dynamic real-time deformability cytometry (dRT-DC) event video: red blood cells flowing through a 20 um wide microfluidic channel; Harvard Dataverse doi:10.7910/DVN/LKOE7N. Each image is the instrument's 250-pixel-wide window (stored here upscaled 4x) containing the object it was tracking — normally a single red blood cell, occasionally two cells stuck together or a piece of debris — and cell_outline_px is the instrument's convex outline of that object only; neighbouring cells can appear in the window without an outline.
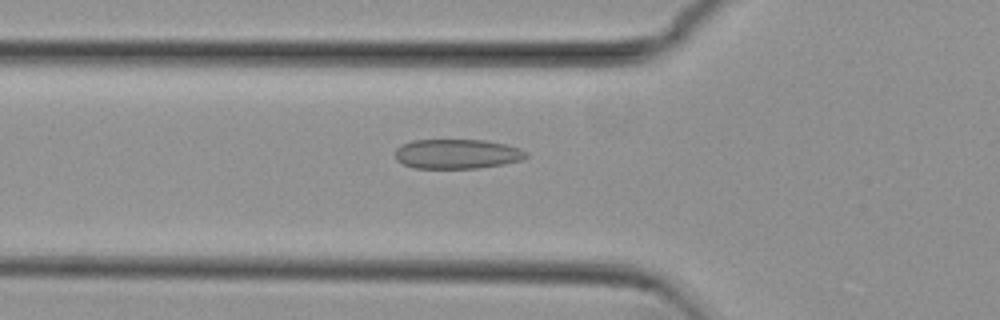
{"species": "common noctule bat (a hibernating species)", "species_latin": "Nyctalus noctula", "temperature_condition": "cold", "stored_images_in_passage": 54, "camera_frame_rate_fps": 3000, "um_per_image_px": 0.085, "animal": {"sex": "female", "body_mass_g": 29.2, "forearm_length_mm": 56.3}, "frame": {"image": 1, "passage_image": 19, "time_ms": 6.0, "image_size_px": [1000, 320], "cell_outline_px": [[528, 156], [520, 160], [504, 164], [480, 168], [412, 168], [396, 160], [396, 148], [400, 144], [412, 140], [484, 140], [504, 144], [520, 148], [528, 152]], "centroid_in_image_um": [38.84, 13.08], "position_along_channel_um": 87.0, "area_um2": 22.72}}
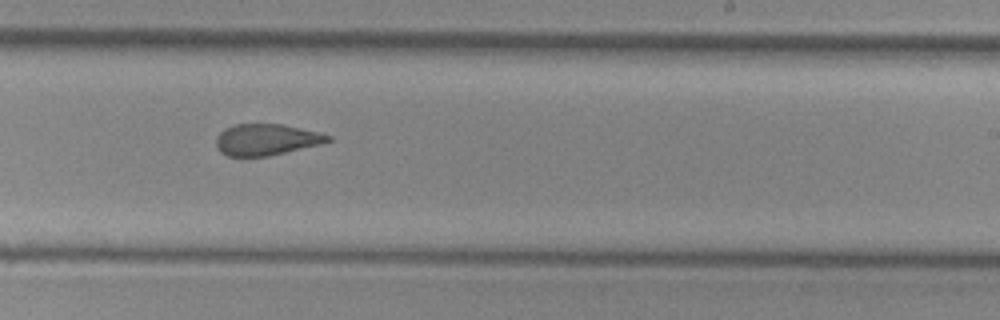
{"frame": {"image": 2, "passage_image": 33, "time_ms": 10.667, "image_size_px": [1000, 320], "cell_outline_px": [[332, 140], [320, 144], [268, 156], [228, 156], [220, 152], [216, 144], [216, 136], [224, 128], [236, 124], [280, 124], [320, 132], [332, 136]], "centroid_in_image_um": [22.63, 11.86], "position_along_channel_um": 266.4, "area_um2": 20.35}}
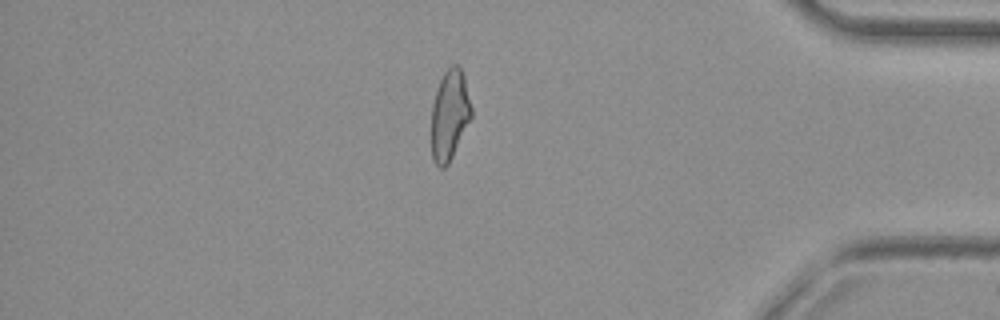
{"frame": {"image": 3, "passage_image": 46, "time_ms": 15.0, "image_size_px": [1000, 320], "cell_outline_px": [[472, 116], [448, 164], [444, 168], [440, 168], [432, 160], [432, 104], [436, 88], [444, 72], [452, 64], [456, 64], [460, 68], [464, 76], [472, 108]], "centroid_in_image_um": [38.21, 9.76], "position_along_channel_um": 397.0, "area_um2": 20.92}, "authors_computed_cell_mechanics": {"area_um2": 22.3975, "velocity_mm_per_s": 3.8308, "shape_relaxation_time_tau1_ms": null, "shape_relaxation_time_tau2_ms": 1.5917, "deformation_change_tau1": null, "deformation_change_tau2": 0.0934}}